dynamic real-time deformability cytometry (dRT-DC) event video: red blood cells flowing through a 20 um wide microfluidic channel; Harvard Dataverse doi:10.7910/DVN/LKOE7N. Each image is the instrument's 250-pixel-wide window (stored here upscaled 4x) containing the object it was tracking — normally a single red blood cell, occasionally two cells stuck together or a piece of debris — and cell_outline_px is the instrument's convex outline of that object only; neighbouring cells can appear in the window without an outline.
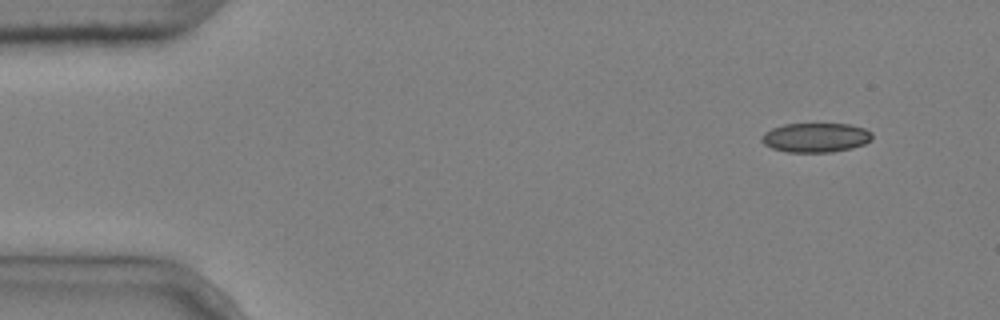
{"species": "common noctule bat (a hibernating species)", "species_latin": "Nyctalus noctula", "temperature_condition": "cold", "stored_images_in_passage": 4, "camera_frame_rate_fps": 3000, "um_per_image_px": 0.085, "animal": {"sex": "male", "body_mass_g": 20.4}, "frame": {"image": 1, "passage_image": 1, "time_ms": 0.0, "image_size_px": [1000, 320], "cell_outline_px": [[872, 140], [864, 144], [852, 148], [832, 152], [788, 152], [772, 148], [764, 144], [760, 140], [760, 136], [764, 132], [772, 128], [784, 124], [848, 124], [864, 128], [872, 132]], "centroid_in_image_um": [69.32, 11.69], "position_along_channel_um": 15.7, "area_um2": 19.02}}
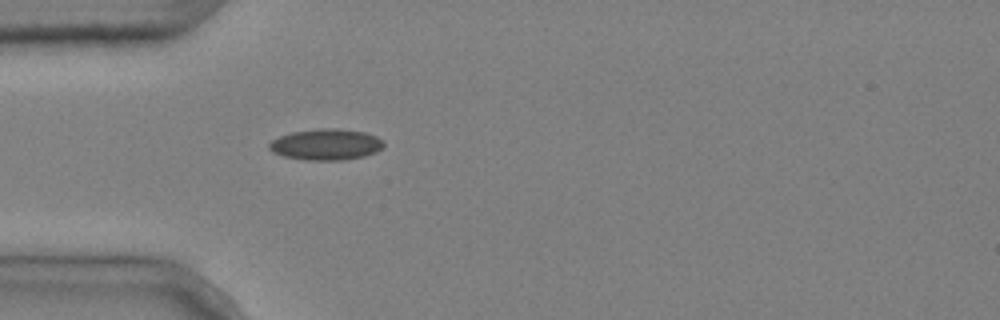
{"frame": {"image": 2, "passage_image": 4, "time_ms": 1.0, "image_size_px": [1000, 320], "cell_outline_px": [[384, 144], [376, 152], [364, 156], [344, 160], [304, 160], [284, 156], [272, 152], [268, 148], [268, 144], [272, 140], [280, 136], [292, 132], [316, 128], [336, 128], [364, 132], [376, 136], [384, 140]], "centroid_in_image_um": [27.7, 12.28], "position_along_channel_um": 57.3, "area_um2": 20.87}}